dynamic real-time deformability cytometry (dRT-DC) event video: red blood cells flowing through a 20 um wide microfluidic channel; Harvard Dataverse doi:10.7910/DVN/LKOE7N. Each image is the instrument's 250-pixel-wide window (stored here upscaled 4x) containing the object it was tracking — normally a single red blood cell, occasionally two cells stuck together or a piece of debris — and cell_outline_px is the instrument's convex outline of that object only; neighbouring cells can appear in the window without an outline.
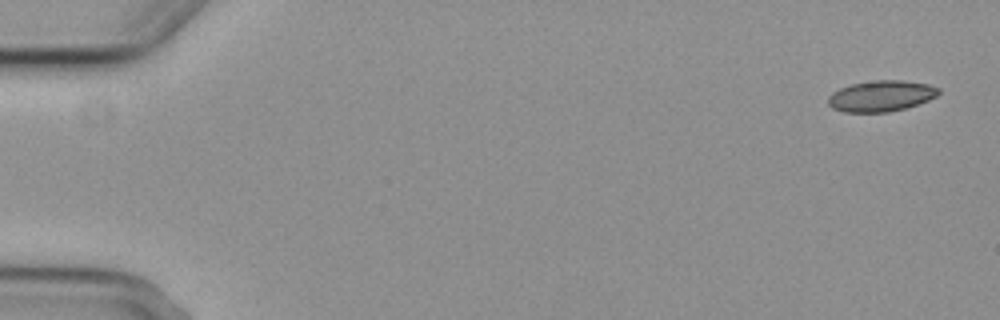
{"species": "common noctule bat (a hibernating species)", "species_latin": "Nyctalus noctula", "temperature_condition": "cold", "stored_images_in_passage": 5, "camera_frame_rate_fps": 3000, "um_per_image_px": 0.085, "animal": {"sex": "female", "body_mass_g": 29.2, "forearm_length_mm": 56.3}, "frame": {"image": 1, "passage_image": 1, "time_ms": 0.0, "image_size_px": [1000, 320], "cell_outline_px": [[940, 92], [936, 96], [928, 100], [904, 108], [888, 112], [844, 112], [832, 108], [828, 104], [828, 96], [832, 92], [840, 88], [852, 84], [876, 80], [900, 80], [928, 84], [940, 88]], "centroid_in_image_um": [74.87, 8.16], "position_along_channel_um": 10.1, "area_um2": 19.83}}
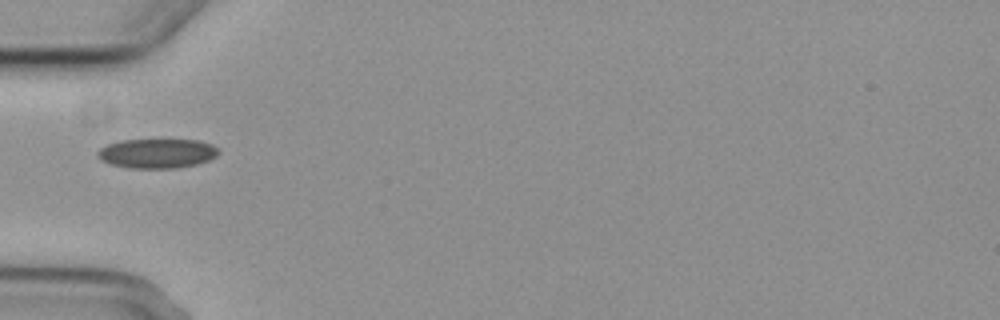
{"frame": {"image": 2, "passage_image": 5, "time_ms": 5.667, "image_size_px": [1000, 320], "cell_outline_px": [[220, 152], [216, 156], [208, 160], [196, 164], [176, 168], [128, 168], [112, 164], [100, 160], [96, 156], [96, 152], [100, 148], [108, 144], [120, 140], [200, 140], [212, 144], [220, 148]], "centroid_in_image_um": [13.35, 13.03], "position_along_channel_um": 71.6, "area_um2": 20.92}}